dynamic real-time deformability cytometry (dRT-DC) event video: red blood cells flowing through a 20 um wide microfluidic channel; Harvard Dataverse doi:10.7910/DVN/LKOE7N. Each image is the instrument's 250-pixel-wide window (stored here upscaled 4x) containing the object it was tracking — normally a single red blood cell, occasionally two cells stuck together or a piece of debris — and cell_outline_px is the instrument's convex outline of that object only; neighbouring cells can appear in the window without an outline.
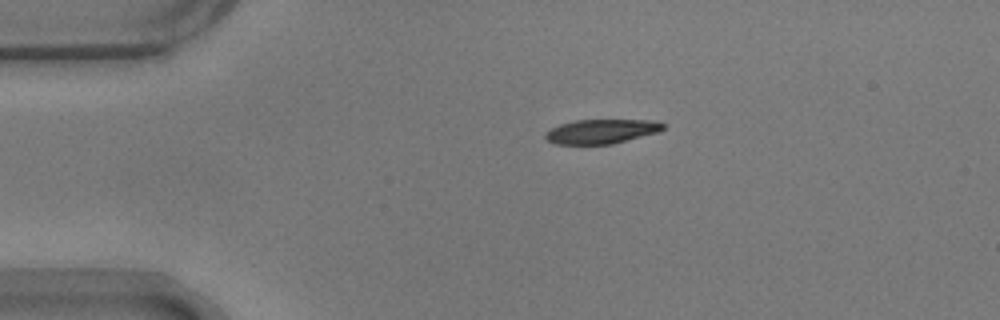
{"species": "common noctule bat (a hibernating species)", "species_latin": "Nyctalus noctula", "temperature_condition": "warm", "stored_images_in_passage": 44, "camera_frame_rate_fps": 3000, "um_per_image_px": 0.085, "animal": {"sex": "male", "body_mass_g": 17.9}, "frame": {"image": 1, "passage_image": 1, "time_ms": 0.0, "image_size_px": [1000, 320], "cell_outline_px": [[664, 128], [656, 132], [612, 144], [556, 144], [548, 140], [544, 136], [552, 128], [560, 124], [576, 120], [656, 120], [664, 124]], "centroid_in_image_um": [51.12, 11.16], "position_along_channel_um": 33.9, "area_um2": 16.42}}
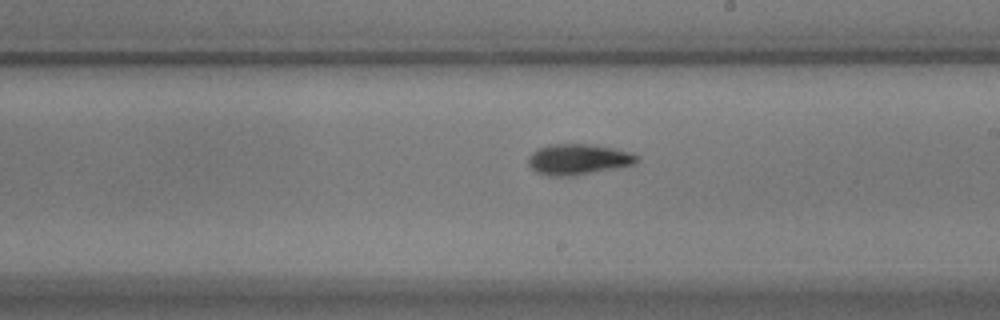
{"frame": {"image": 2, "passage_image": 21, "time_ms": 6.667, "image_size_px": [1000, 320], "cell_outline_px": [[640, 160], [636, 164], [576, 176], [548, 176], [536, 172], [528, 164], [528, 156], [532, 152], [548, 144], [588, 144], [616, 148], [632, 152], [640, 156]], "centroid_in_image_um": [49.2, 13.55], "position_along_channel_um": 239.8, "area_um2": 19.83}}
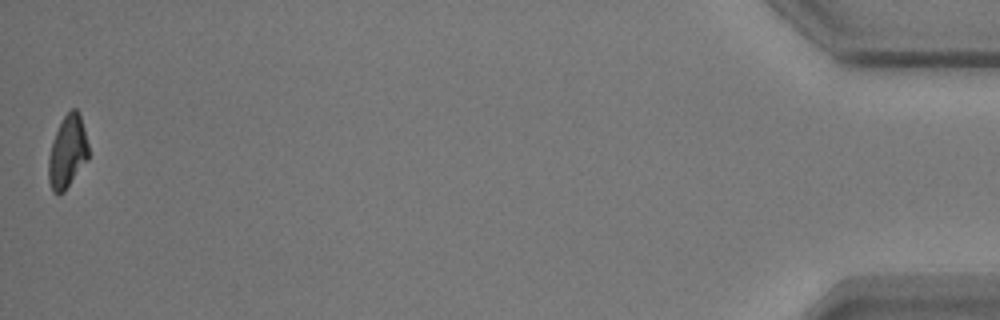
{"frame": {"image": 3, "passage_image": 44, "time_ms": 14.333, "image_size_px": [1000, 320], "cell_outline_px": [[88, 160], [64, 192], [60, 196], [52, 192], [48, 180], [48, 156], [52, 140], [64, 116], [72, 108], [76, 108], [80, 112], [88, 144]], "centroid_in_image_um": [5.72, 12.94], "position_along_channel_um": 429.5, "area_um2": 17.17}, "authors_computed_cell_mechanics": {"area_um2": 18.6116, "velocity_mm_per_s": 3.6913, "shape_relaxation_time_tau1_ms": 3.5687, "shape_relaxation_time_tau2_ms": 3.017, "deformation_change_tau1": 0.1555, "deformation_change_tau2": 0.0963}}